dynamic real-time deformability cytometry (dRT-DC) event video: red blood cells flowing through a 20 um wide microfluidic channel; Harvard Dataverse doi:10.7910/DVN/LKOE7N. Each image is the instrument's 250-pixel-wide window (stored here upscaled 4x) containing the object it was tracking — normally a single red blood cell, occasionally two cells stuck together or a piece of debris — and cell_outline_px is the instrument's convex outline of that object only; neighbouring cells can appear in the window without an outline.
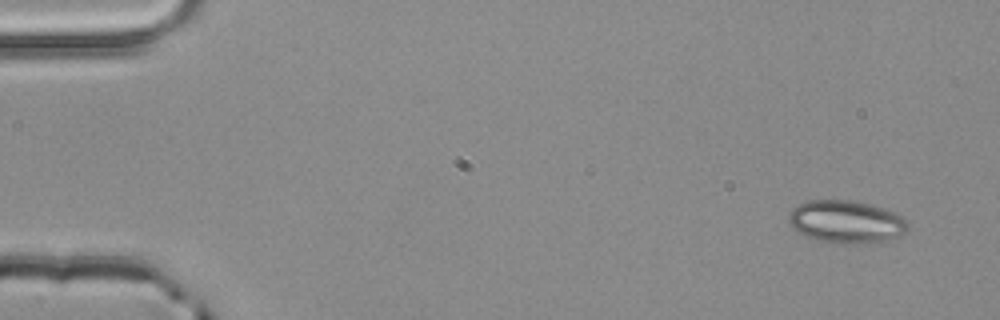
{"species": "common noctule bat (a hibernating species)", "species_latin": "Nyctalus noctula", "temperature_condition": "room temperature", "stored_images_in_passage": 3, "camera_frame_rate_fps": 3000, "um_per_image_px": 0.085, "animal": {"sex": "male", "body_mass_g": 20.4}, "frame": {"image": 1, "passage_image": 1, "time_ms": 0.0, "image_size_px": [1000, 320], "cell_outline_px": [[908, 228], [900, 236], [888, 240], [868, 244], [836, 244], [804, 236], [796, 232], [788, 224], [788, 212], [796, 204], [808, 200], [852, 200], [868, 204], [892, 212], [900, 216], [908, 224]], "centroid_in_image_um": [71.85, 18.87], "position_along_channel_um": 13.2, "area_um2": 30.0}}